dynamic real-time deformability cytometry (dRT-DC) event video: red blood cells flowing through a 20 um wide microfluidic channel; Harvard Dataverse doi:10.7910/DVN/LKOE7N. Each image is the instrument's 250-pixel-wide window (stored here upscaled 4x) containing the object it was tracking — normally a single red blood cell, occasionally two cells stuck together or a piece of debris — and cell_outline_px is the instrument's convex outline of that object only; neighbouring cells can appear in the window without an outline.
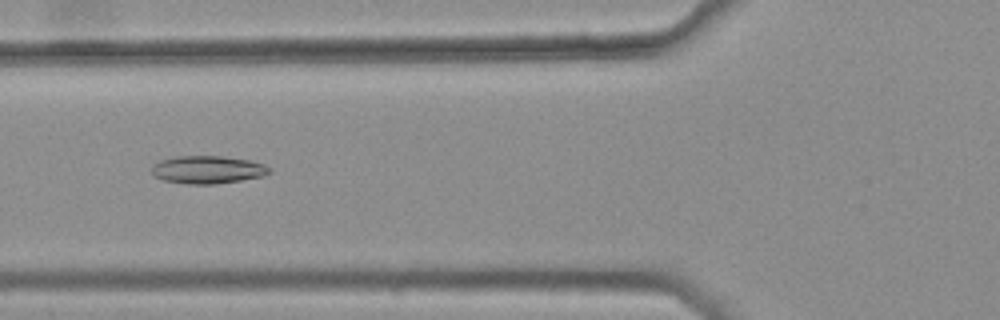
{"species": "common noctule bat (a hibernating species)", "species_latin": "Nyctalus noctula", "temperature_condition": "warm", "stored_images_in_passage": 36, "camera_frame_rate_fps": 3000, "um_per_image_px": 0.085, "animal": {"sex": "female", "body_mass_g": 25.1}, "frame": {"image": 1, "passage_image": 10, "time_ms": 3.0, "image_size_px": [1000, 320], "cell_outline_px": [[272, 172], [264, 176], [216, 184], [188, 184], [164, 180], [152, 176], [152, 164], [160, 160], [176, 156], [224, 156], [252, 160], [264, 164], [272, 168]], "centroid_in_image_um": [17.67, 14.41], "position_along_channel_um": 108.1, "area_um2": 19.36}}
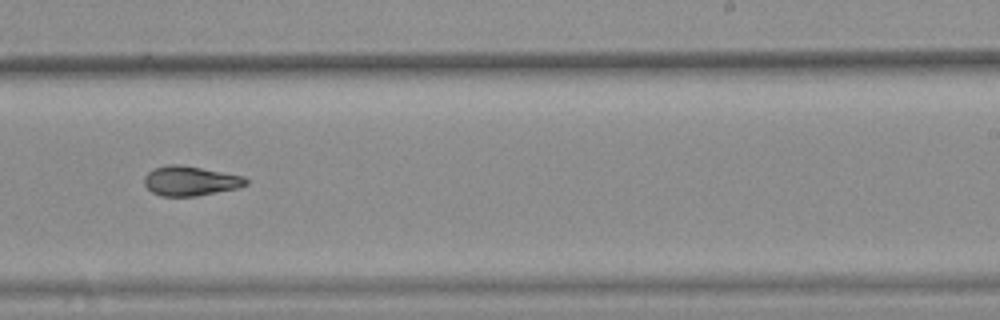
{"frame": {"image": 2, "passage_image": 23, "time_ms": 7.333, "image_size_px": [1000, 320], "cell_outline_px": [[248, 184], [240, 188], [196, 196], [160, 196], [152, 192], [144, 184], [144, 176], [152, 168], [168, 164], [180, 164], [244, 176], [248, 180]], "centroid_in_image_um": [16.18, 15.37], "position_along_channel_um": 272.8, "area_um2": 17.74}}
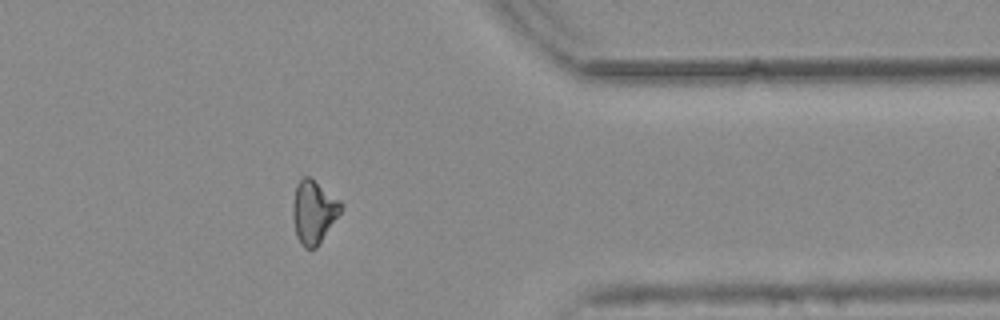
{"frame": {"image": 3, "passage_image": 33, "time_ms": 10.667, "image_size_px": [1000, 320], "cell_outline_px": [[344, 208], [316, 248], [304, 248], [300, 244], [296, 236], [292, 216], [292, 208], [296, 184], [304, 176], [308, 176], [340, 200], [344, 204]], "centroid_in_image_um": [26.66, 18.02], "position_along_channel_um": 384.7, "area_um2": 17.74}, "authors_computed_cell_mechanics": {"area_um2": 17.6868, "velocity_mm_per_s": 3.7978, "shape_relaxation_time_tau1_ms": null, "shape_relaxation_time_tau2_ms": 4.7766, "deformation_change_tau1": null, "deformation_change_tau2": 0.1174}}